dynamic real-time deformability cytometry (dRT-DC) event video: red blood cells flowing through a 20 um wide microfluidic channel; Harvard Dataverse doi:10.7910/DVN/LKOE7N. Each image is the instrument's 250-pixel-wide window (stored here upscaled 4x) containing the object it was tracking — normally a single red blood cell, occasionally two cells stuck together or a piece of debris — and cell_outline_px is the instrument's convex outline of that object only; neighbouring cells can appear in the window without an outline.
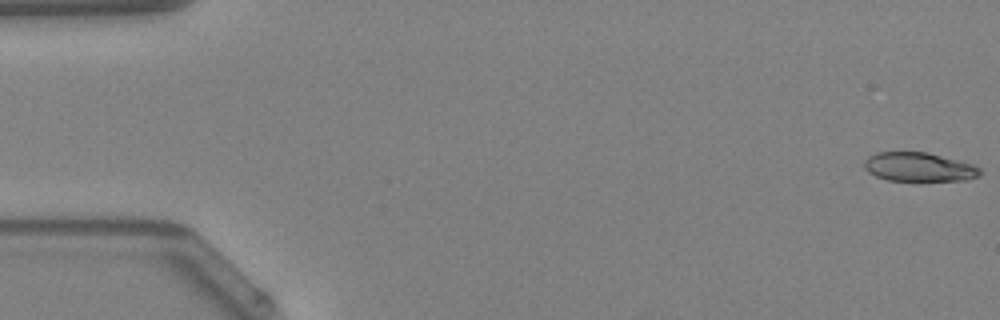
{"species": "Egyptian fruit bat (a non-hibernating species)", "species_latin": "Rousettus aegyptiacus", "temperature_condition": "warm", "stored_images_in_passage": 9, "camera_frame_rate_fps": 3000, "um_per_image_px": 0.085, "animal": {"sex": "female"}, "frame": {"image": 1, "passage_image": 1, "time_ms": 0.0, "image_size_px": [1000, 320], "cell_outline_px": [[980, 176], [968, 180], [888, 180], [876, 176], [868, 172], [864, 168], [864, 160], [868, 156], [876, 152], [928, 152], [972, 164], [980, 168]], "centroid_in_image_um": [78.09, 14.19], "position_along_channel_um": 6.9, "area_um2": 19.48}}